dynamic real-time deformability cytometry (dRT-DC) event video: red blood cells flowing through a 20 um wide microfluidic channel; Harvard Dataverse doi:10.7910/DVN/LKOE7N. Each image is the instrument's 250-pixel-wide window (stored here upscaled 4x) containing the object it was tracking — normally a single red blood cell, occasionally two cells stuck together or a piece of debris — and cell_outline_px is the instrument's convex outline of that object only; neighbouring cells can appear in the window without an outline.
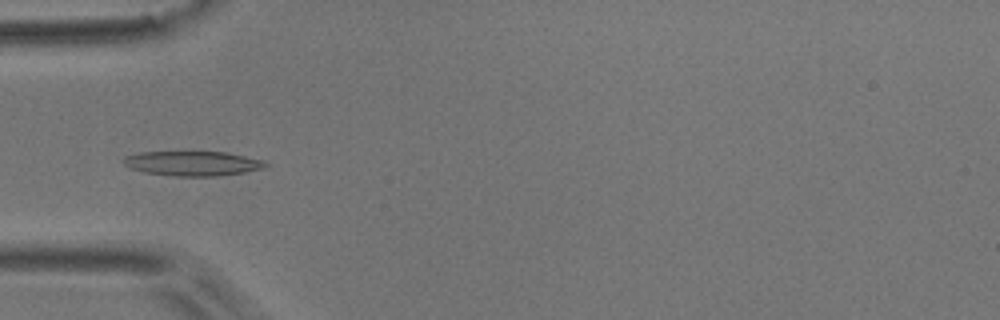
{"species": "common noctule bat (a hibernating species)", "species_latin": "Nyctalus noctula", "temperature_condition": "room temperature", "stored_images_in_passage": 7, "camera_frame_rate_fps": 3000, "um_per_image_px": 0.085, "animal": {"sex": "male", "body_mass_g": 17.9}, "frame": {"image": 1, "passage_image": 5, "time_ms": 1.333, "image_size_px": [1000, 320], "cell_outline_px": [[268, 164], [264, 168], [244, 172], [216, 176], [172, 176], [144, 172], [132, 168], [124, 164], [120, 160], [124, 156], [140, 152], [228, 152], [264, 160]], "centroid_in_image_um": [16.36, 13.88], "position_along_channel_um": 68.6, "area_um2": 20.46}}
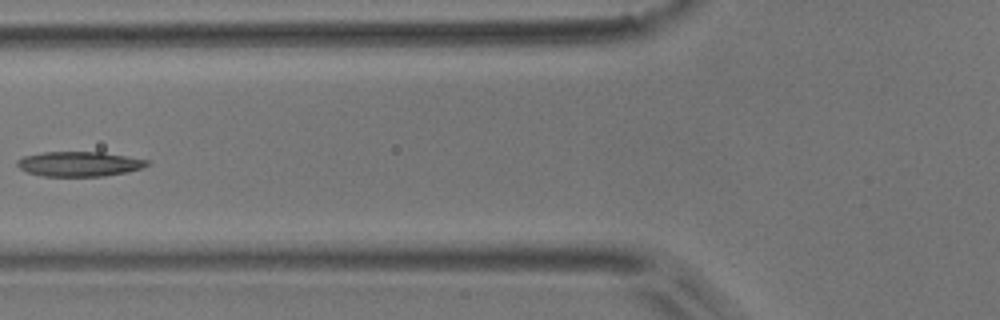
{"frame": {"image": 2, "passage_image": 6, "time_ms": 1.667, "image_size_px": [1000, 320], "cell_outline_px": [[148, 164], [144, 168], [128, 172], [104, 176], [44, 176], [28, 172], [20, 168], [16, 164], [16, 160], [24, 156], [44, 152], [104, 152], [148, 160]], "centroid_in_image_um": [6.75, 13.93], "position_along_channel_um": 119.0, "area_um2": 18.79}}
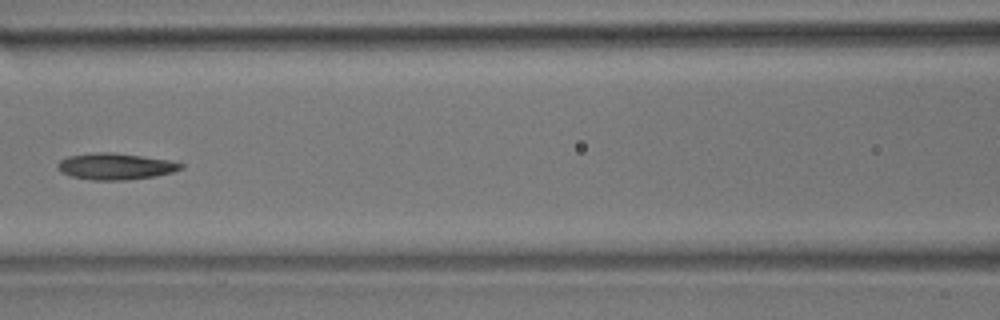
{"frame": {"image": 3, "passage_image": 7, "time_ms": 2.0, "image_size_px": [1000, 320], "cell_outline_px": [[184, 168], [172, 172], [156, 176], [128, 180], [92, 180], [72, 176], [60, 172], [56, 168], [56, 164], [60, 160], [68, 156], [100, 152], [112, 152], [168, 160], [184, 164]], "centroid_in_image_um": [9.79, 14.15], "position_along_channel_um": 156.8, "area_um2": 18.96}}